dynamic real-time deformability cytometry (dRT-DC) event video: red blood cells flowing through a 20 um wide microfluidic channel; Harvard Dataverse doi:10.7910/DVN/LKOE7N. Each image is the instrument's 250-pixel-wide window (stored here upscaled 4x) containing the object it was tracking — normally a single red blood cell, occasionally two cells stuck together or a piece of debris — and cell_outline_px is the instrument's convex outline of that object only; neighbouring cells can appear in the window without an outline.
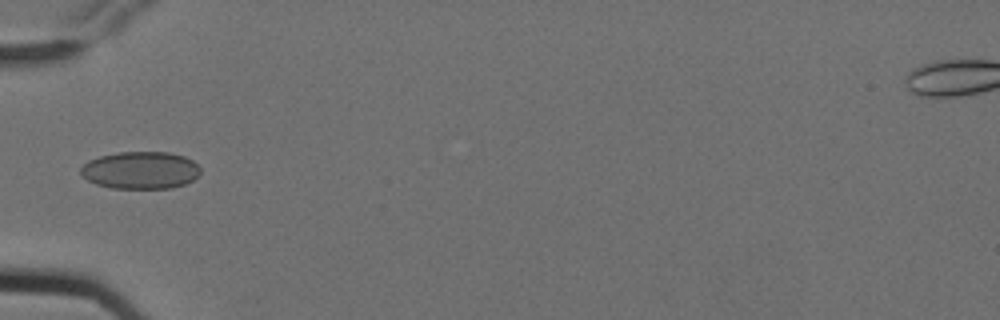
{"species": "Egyptian fruit bat (a non-hibernating species)", "species_latin": "Rousettus aegyptiacus", "temperature_condition": "cold", "stored_images_in_passage": 1, "camera_frame_rate_fps": 3000, "um_per_image_px": 0.085, "animal": {"sex": "female"}, "frame": {"image": 1, "passage_image": 1, "time_ms": 0.0, "image_size_px": [1000, 320], "cell_outline_px": [[200, 172], [192, 180], [184, 184], [168, 188], [112, 188], [96, 184], [88, 180], [80, 172], [80, 168], [88, 160], [100, 156], [120, 152], [168, 152], [184, 156], [192, 160], [200, 168]], "centroid_in_image_um": [11.93, 14.46], "position_along_channel_um": 73.1, "area_um2": 25.89}}